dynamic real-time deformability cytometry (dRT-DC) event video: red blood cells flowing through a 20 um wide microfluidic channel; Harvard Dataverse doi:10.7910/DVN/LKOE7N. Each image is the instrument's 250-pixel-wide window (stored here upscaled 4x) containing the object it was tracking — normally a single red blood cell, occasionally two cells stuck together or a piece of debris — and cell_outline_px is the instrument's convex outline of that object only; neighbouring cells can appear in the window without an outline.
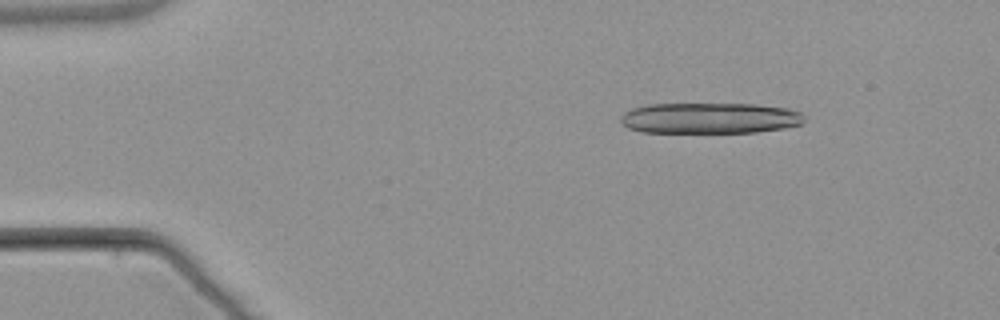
{"species": "common noctule bat (a hibernating species)", "species_latin": "Nyctalus noctula", "temperature_condition": "warm", "stored_images_in_passage": 6, "camera_frame_rate_fps": 3000, "um_per_image_px": 0.085, "animal": {"sex": "male", "body_mass_g": 21.5, "forearm_length_mm": 52.0}, "frame": {"image": 1, "passage_image": 2, "time_ms": 1.333, "image_size_px": [1000, 320], "cell_outline_px": [[808, 120], [800, 124], [784, 128], [756, 132], [640, 132], [628, 128], [620, 120], [620, 116], [624, 112], [632, 108], [648, 104], [756, 104], [788, 108], [800, 112]], "centroid_in_image_um": [60.34, 10.03], "position_along_channel_um": 24.7, "area_um2": 33.18}}
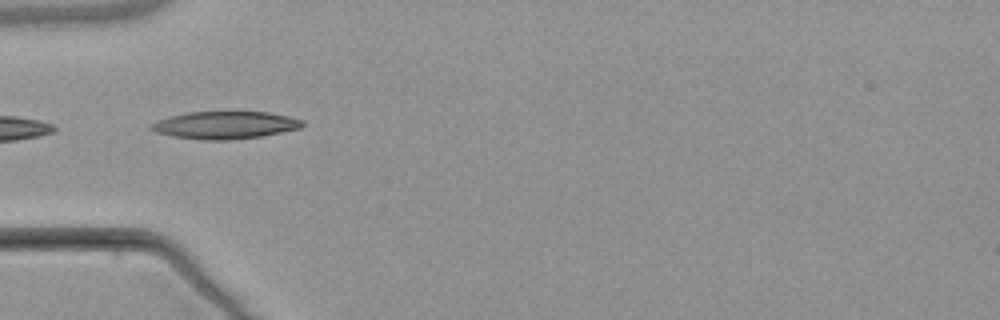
{"frame": {"image": 2, "passage_image": 4, "time_ms": 4.667, "image_size_px": [1000, 320], "cell_outline_px": [[304, 124], [300, 128], [260, 136], [228, 140], [204, 140], [172, 136], [156, 132], [148, 128], [148, 124], [156, 120], [168, 116], [188, 112], [268, 112], [288, 116], [304, 120]], "centroid_in_image_um": [19.07, 10.63], "position_along_channel_um": 65.9, "area_um2": 24.28}}
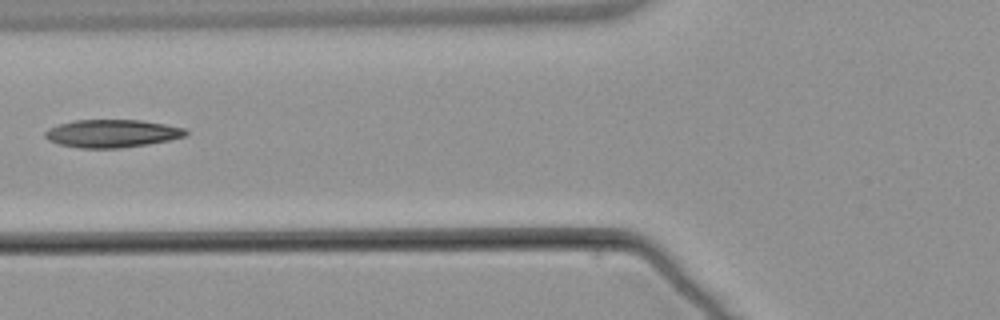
{"frame": {"image": 3, "passage_image": 5, "time_ms": 6.0, "image_size_px": [1000, 320], "cell_outline_px": [[188, 132], [184, 136], [168, 140], [148, 144], [120, 148], [80, 148], [60, 144], [48, 140], [44, 136], [44, 132], [48, 128], [60, 124], [76, 120], [140, 120], [164, 124], [184, 128]], "centroid_in_image_um": [9.49, 11.34], "position_along_channel_um": 116.3, "area_um2": 22.66}}